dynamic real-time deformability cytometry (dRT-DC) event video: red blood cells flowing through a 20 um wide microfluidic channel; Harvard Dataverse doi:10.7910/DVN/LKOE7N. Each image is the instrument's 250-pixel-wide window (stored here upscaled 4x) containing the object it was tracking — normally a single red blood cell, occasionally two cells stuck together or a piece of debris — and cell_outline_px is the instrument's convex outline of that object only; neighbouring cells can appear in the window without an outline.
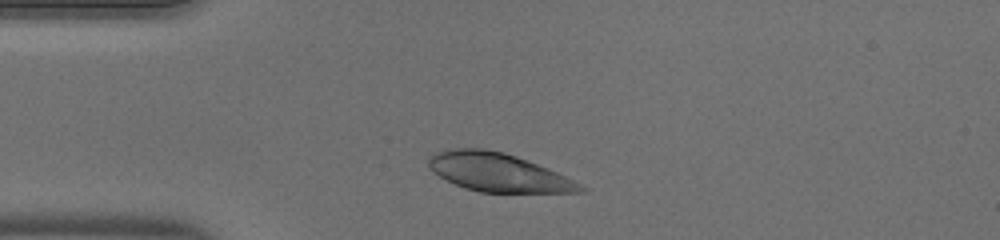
{"species": "human", "species_latin": "Homo sapiens", "temperature_condition": "warm", "stored_images_in_passage": 33, "camera_frame_rate_fps": 3000, "um_per_image_px": 0.085, "donor": {"sex": "male"}, "frame": {"image": 1, "passage_image": 4, "time_ms": 1.0, "image_size_px": [1000, 240], "cell_outline_px": [[588, 188], [584, 192], [480, 192], [464, 188], [432, 172], [428, 168], [428, 156], [436, 152], [452, 148], [484, 148], [504, 152], [516, 156], [548, 168]], "centroid_in_image_um": [42.3, 14.64], "position_along_channel_um": 42.7, "area_um2": 33.87}}
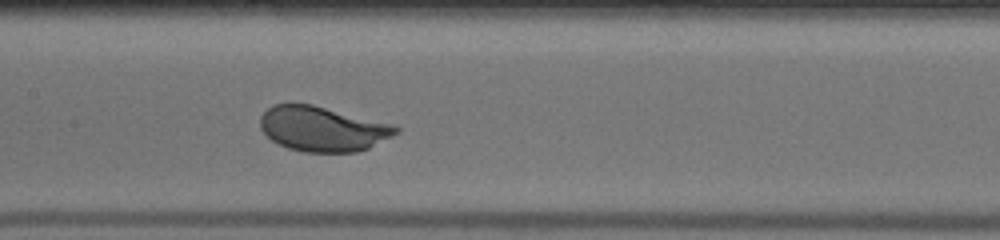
{"frame": {"image": 2, "passage_image": 15, "time_ms": 4.667, "image_size_px": [1000, 240], "cell_outline_px": [[400, 132], [368, 148], [356, 152], [304, 152], [288, 148], [272, 140], [260, 128], [260, 116], [272, 104], [312, 104], [392, 124], [400, 128]], "centroid_in_image_um": [27.42, 10.95], "position_along_channel_um": 180.0, "area_um2": 35.32}}
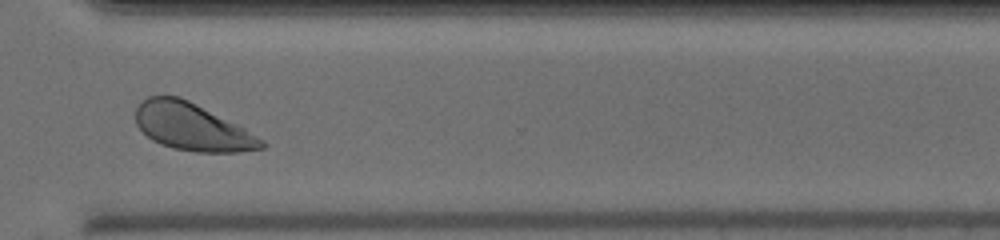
{"frame": {"image": 3, "passage_image": 27, "time_ms": 8.667, "image_size_px": [1000, 240], "cell_outline_px": [[268, 144], [264, 148], [240, 152], [196, 152], [172, 148], [160, 144], [152, 140], [136, 124], [136, 108], [148, 96], [180, 96], [244, 128], [264, 140]], "centroid_in_image_um": [16.34, 10.8], "position_along_channel_um": 354.3, "area_um2": 34.39}}